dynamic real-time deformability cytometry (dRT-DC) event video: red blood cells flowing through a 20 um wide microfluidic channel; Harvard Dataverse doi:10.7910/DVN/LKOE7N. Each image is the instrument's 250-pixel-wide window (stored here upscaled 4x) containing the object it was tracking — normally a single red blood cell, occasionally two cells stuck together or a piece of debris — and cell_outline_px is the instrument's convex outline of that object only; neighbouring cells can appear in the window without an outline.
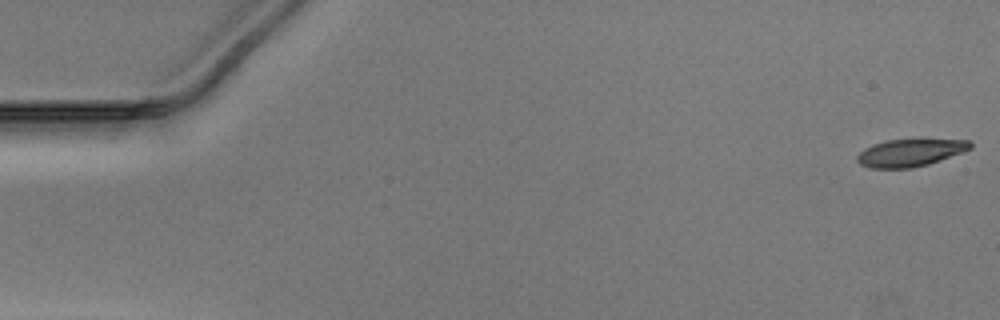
{"species": "Egyptian fruit bat (a non-hibernating species)", "species_latin": "Rousettus aegyptiacus", "temperature_condition": "warm", "stored_images_in_passage": 51, "camera_frame_rate_fps": 3000, "um_per_image_px": 0.085, "animal": {"sex": "male"}, "frame": {"image": 1, "passage_image": 1, "time_ms": 0.0, "image_size_px": [1000, 320], "cell_outline_px": [[972, 148], [964, 152], [928, 164], [912, 168], [868, 168], [860, 164], [856, 160], [856, 156], [864, 148], [872, 144], [888, 140], [920, 136], [968, 140], [972, 144]], "centroid_in_image_um": [77.41, 12.92], "position_along_channel_um": 7.6, "area_um2": 19.13}}
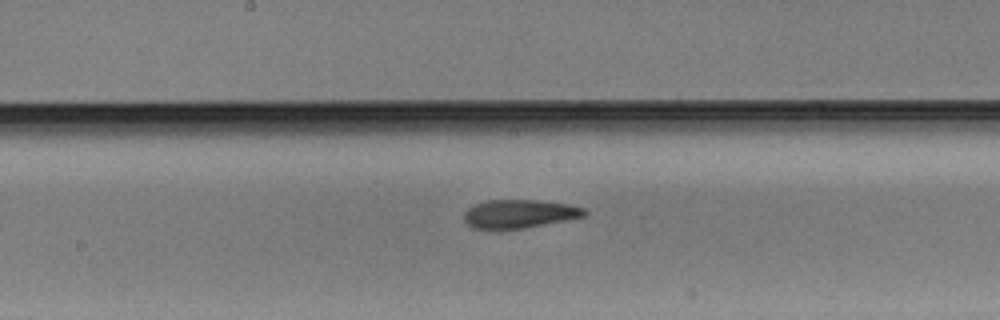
{"frame": {"image": 2, "passage_image": 27, "time_ms": 8.667, "image_size_px": [1000, 320], "cell_outline_px": [[588, 212], [584, 216], [524, 228], [472, 228], [464, 220], [464, 212], [468, 208], [476, 204], [488, 200], [540, 200], [568, 204], [584, 208]], "centroid_in_image_um": [44.14, 18.16], "position_along_channel_um": 204.1, "area_um2": 19.65}}
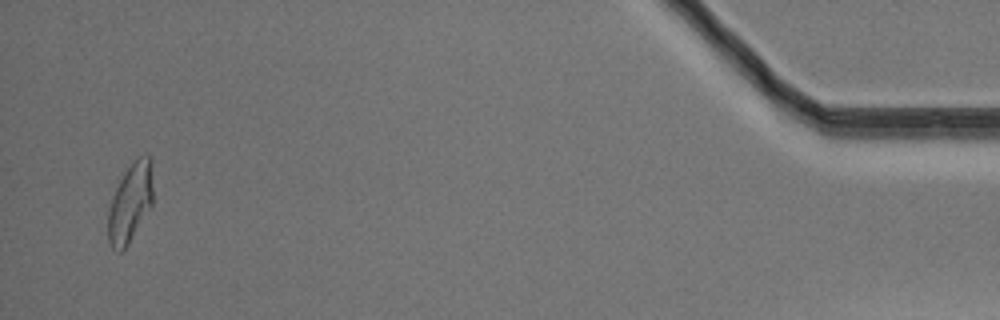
{"frame": {"image": 3, "passage_image": 50, "time_ms": 16.333, "image_size_px": [1000, 320], "cell_outline_px": [[152, 204], [128, 244], [120, 252], [116, 252], [108, 244], [108, 212], [112, 196], [124, 172], [140, 156], [152, 156]], "centroid_in_image_um": [11.06, 17.25], "position_along_channel_um": 424.1, "area_um2": 20.46}}